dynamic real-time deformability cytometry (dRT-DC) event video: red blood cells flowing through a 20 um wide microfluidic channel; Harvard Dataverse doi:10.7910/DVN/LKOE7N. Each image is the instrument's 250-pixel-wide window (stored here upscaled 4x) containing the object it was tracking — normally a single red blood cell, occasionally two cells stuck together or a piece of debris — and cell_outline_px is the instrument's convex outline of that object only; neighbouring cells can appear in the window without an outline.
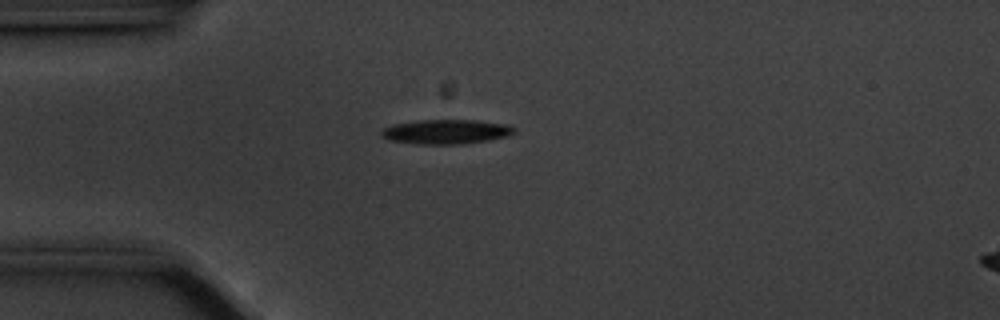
{"species": "common noctule bat (a hibernating species)", "species_latin": "Nyctalus noctula", "temperature_condition": "cold", "stored_images_in_passage": 43, "camera_frame_rate_fps": 3000, "um_per_image_px": 0.085, "animal": {"sex": "male", "body_mass_g": 20.1, "forearm_length_mm": 53.5}, "frame": {"image": 1, "passage_image": 1, "time_ms": 0.0, "image_size_px": [1000, 320], "cell_outline_px": [[516, 132], [508, 136], [488, 140], [460, 144], [416, 144], [388, 140], [380, 136], [380, 132], [384, 128], [392, 124], [416, 120], [476, 120], [508, 124], [516, 128]], "centroid_in_image_um": [37.91, 11.19], "position_along_channel_um": 47.1, "area_um2": 19.19}}
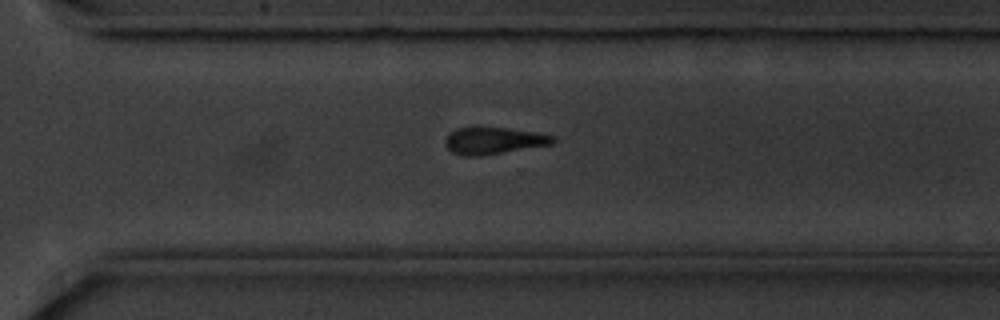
{"frame": {"image": 2, "passage_image": 26, "time_ms": 8.333, "image_size_px": [1000, 320], "cell_outline_px": [[556, 140], [552, 144], [480, 156], [464, 156], [452, 152], [444, 144], [444, 140], [456, 128], [508, 128], [536, 132], [556, 136]], "centroid_in_image_um": [41.98, 11.96], "position_along_channel_um": 328.6, "area_um2": 16.7}}
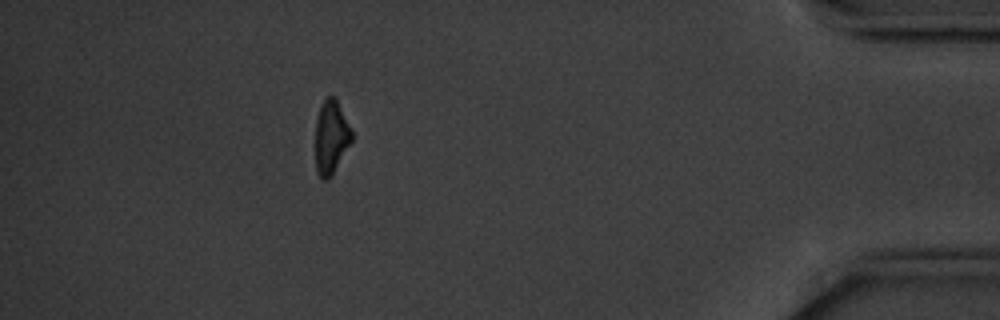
{"frame": {"image": 3, "passage_image": 37, "time_ms": 12.0, "image_size_px": [1000, 320], "cell_outline_px": [[352, 140], [328, 180], [324, 180], [316, 172], [316, 120], [320, 104], [324, 96], [336, 96], [352, 132]], "centroid_in_image_um": [28.12, 11.59], "position_along_channel_um": 407.1, "area_um2": 15.49}, "authors_computed_cell_mechanics": {"area_um2": 17.5712, "velocity_mm_per_s": 3.537, "shape_relaxation_time_tau1_ms": 2.1446, "shape_relaxation_time_tau2_ms": null, "deformation_change_tau1": 0.1325, "deformation_change_tau2": null}}